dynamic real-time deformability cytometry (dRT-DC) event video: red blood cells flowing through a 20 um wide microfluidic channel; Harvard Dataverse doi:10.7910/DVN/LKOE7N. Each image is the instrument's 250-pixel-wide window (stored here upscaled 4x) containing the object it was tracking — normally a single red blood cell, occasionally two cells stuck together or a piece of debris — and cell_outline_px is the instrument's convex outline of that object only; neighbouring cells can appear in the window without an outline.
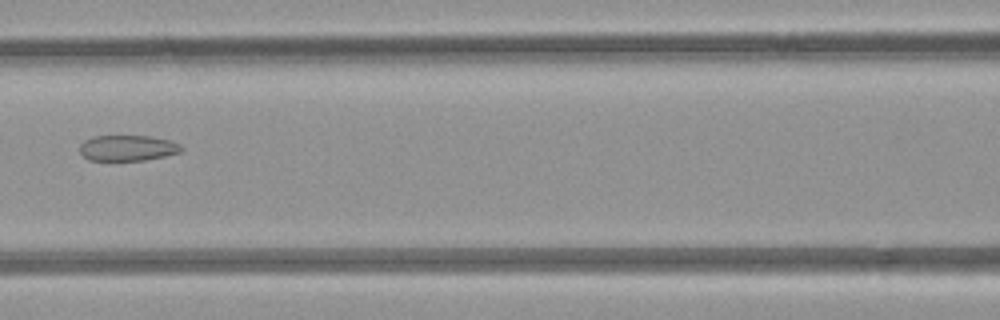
{"species": "common noctule bat (a hibernating species)", "species_latin": "Nyctalus noctula", "temperature_condition": "room temperature", "stored_images_in_passage": 4, "camera_frame_rate_fps": 3000, "um_per_image_px": 0.085, "animal": {"sex": "female", "body_mass_g": 21.9}, "frame": {"image": 1, "passage_image": 4, "time_ms": 3.333, "image_size_px": [1000, 320], "cell_outline_px": [[184, 148], [180, 152], [164, 156], [144, 160], [88, 160], [80, 152], [80, 144], [84, 140], [92, 136], [148, 136], [168, 140], [180, 144]], "centroid_in_image_um": [10.83, 12.57], "position_along_channel_um": 155.8, "area_um2": 15.14}}